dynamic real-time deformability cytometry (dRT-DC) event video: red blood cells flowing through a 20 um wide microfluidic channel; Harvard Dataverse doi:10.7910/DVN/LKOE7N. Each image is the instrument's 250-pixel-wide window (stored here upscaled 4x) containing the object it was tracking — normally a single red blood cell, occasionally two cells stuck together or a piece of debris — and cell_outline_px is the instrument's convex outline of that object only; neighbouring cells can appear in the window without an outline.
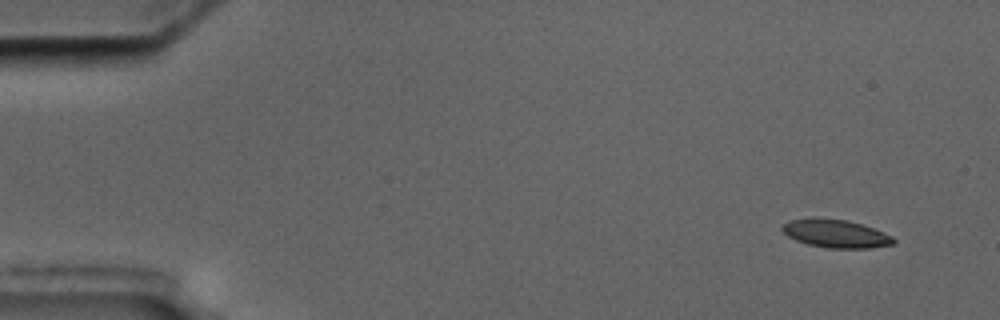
{"species": "common noctule bat (a hibernating species)", "species_latin": "Nyctalus noctula", "temperature_condition": "cold", "stored_images_in_passage": 6, "camera_frame_rate_fps": 3000, "um_per_image_px": 0.085, "animal": {"sex": "male", "body_mass_g": 17.5, "forearm_length_mm": 52.3}, "frame": {"image": 1, "passage_image": 1, "time_ms": 0.0, "image_size_px": [1000, 320], "cell_outline_px": [[896, 240], [892, 244], [868, 248], [828, 248], [808, 244], [796, 240], [788, 236], [780, 228], [788, 220], [848, 220], [872, 228], [892, 236]], "centroid_in_image_um": [71.06, 19.89], "position_along_channel_um": 13.9, "area_um2": 17.46}}
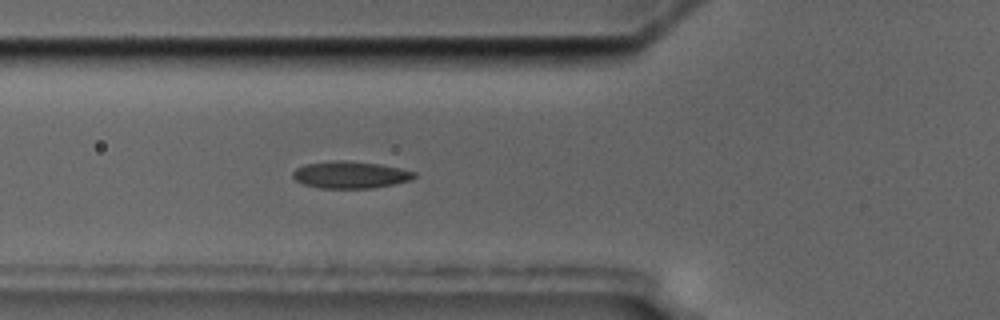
{"frame": {"image": 2, "passage_image": 6, "time_ms": 5.667, "image_size_px": [1000, 320], "cell_outline_px": [[416, 176], [412, 180], [372, 188], [320, 188], [304, 184], [296, 180], [292, 176], [292, 172], [296, 168], [304, 164], [332, 160], [344, 160], [380, 164], [400, 168], [416, 172]], "centroid_in_image_um": [29.77, 14.85], "position_along_channel_um": 96.0, "area_um2": 19.19}}